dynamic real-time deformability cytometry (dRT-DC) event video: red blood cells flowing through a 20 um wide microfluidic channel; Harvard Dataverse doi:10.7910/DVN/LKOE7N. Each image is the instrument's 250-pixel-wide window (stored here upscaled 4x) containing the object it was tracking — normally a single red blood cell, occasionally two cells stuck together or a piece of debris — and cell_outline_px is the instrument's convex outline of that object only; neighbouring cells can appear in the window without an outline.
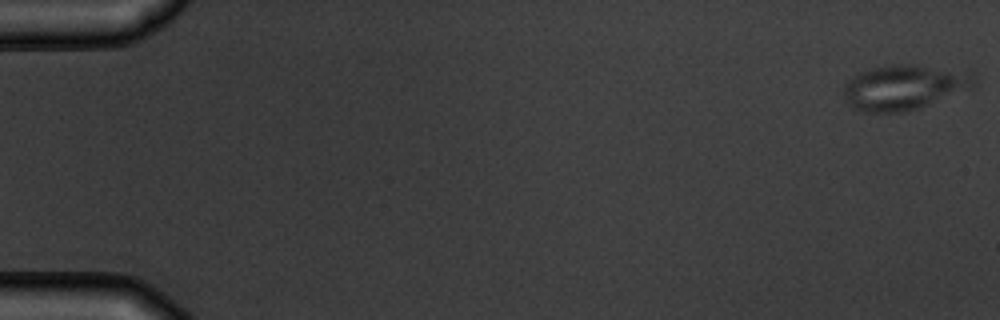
{"species": "common noctule bat (a hibernating species)", "species_latin": "Nyctalus noctula", "temperature_condition": "warm", "stored_images_in_passage": 7, "camera_frame_rate_fps": 3000, "um_per_image_px": 0.085, "animal": {"sex": "male", "body_mass_g": 19.5, "forearm_length_mm": 54.6}, "frame": {"image": 1, "passage_image": 1, "time_ms": 0.0, "image_size_px": [1000, 320], "cell_outline_px": [[976, 84], [972, 88], [920, 108], [904, 112], [864, 112], [852, 108], [848, 104], [844, 96], [844, 84], [848, 80], [860, 72], [868, 68], [888, 64], [916, 64], [972, 72], [976, 76]], "centroid_in_image_um": [76.86, 7.41], "position_along_channel_um": 8.1, "area_um2": 34.74}}